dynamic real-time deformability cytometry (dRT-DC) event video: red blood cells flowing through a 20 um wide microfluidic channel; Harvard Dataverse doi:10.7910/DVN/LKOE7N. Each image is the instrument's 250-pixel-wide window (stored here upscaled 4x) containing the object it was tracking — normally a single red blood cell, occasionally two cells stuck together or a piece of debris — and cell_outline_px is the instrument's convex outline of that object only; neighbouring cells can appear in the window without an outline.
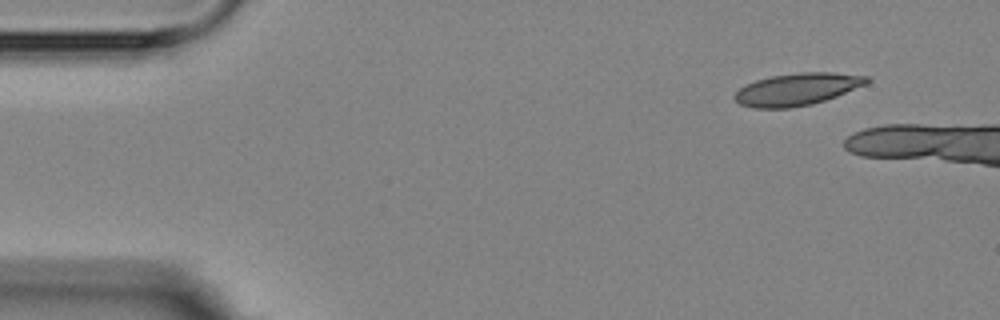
{"species": "Egyptian fruit bat (a non-hibernating species)", "species_latin": "Rousettus aegyptiacus", "temperature_condition": "room temperature", "stored_images_in_passage": 3, "camera_frame_rate_fps": 3000, "um_per_image_px": 0.085, "animal": {"sex": "female"}, "frame": {"image": 1, "passage_image": 1, "time_ms": 0.0, "image_size_px": [1000, 320], "cell_outline_px": [[872, 80], [868, 84], [836, 96], [812, 104], [788, 108], [756, 108], [740, 104], [732, 96], [744, 84], [756, 80], [772, 76], [796, 72], [832, 72], [868, 76]], "centroid_in_image_um": [67.78, 7.57], "position_along_channel_um": 17.2, "area_um2": 24.91}}